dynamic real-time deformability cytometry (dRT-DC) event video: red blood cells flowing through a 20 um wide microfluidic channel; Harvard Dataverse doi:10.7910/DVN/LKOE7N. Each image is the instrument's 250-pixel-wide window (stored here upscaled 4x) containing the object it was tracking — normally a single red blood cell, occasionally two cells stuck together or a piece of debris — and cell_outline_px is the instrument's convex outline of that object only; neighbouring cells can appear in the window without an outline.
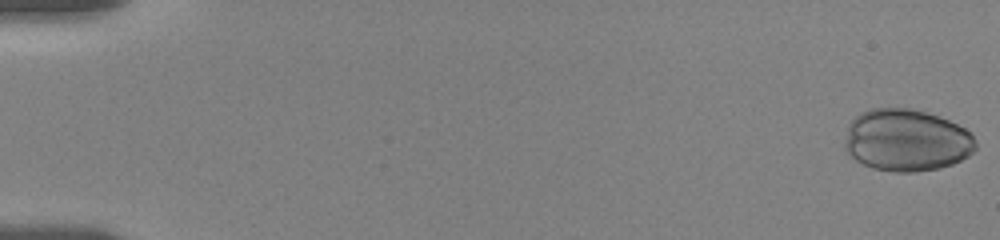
{"species": "human", "species_latin": "Homo sapiens", "temperature_condition": "room temperature", "stored_images_in_passage": 49, "camera_frame_rate_fps": 3000, "um_per_image_px": 0.085, "donor": {"sex": "female"}, "frame": {"image": 1, "passage_image": 1, "time_ms": 0.0, "image_size_px": [1000, 240], "cell_outline_px": [[976, 148], [968, 156], [952, 164], [940, 168], [916, 172], [892, 172], [872, 168], [856, 160], [844, 152], [844, 140], [848, 124], [860, 112], [872, 108], [912, 108], [940, 116], [972, 132], [976, 140]], "centroid_in_image_um": [77.03, 11.92], "position_along_channel_um": 8.0, "area_um2": 47.97}}
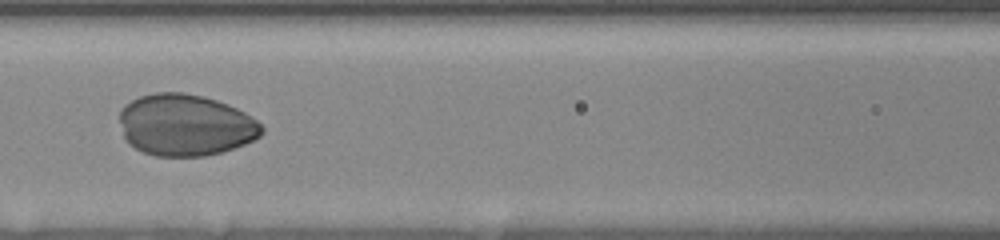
{"frame": {"image": 2, "passage_image": 20, "time_ms": 8.667, "image_size_px": [1000, 240], "cell_outline_px": [[264, 132], [260, 136], [244, 144], [220, 152], [204, 156], [156, 156], [144, 152], [128, 144], [124, 140], [120, 120], [120, 108], [124, 104], [140, 96], [156, 92], [184, 92], [216, 100], [228, 104], [244, 112], [256, 120], [264, 128]], "centroid_in_image_um": [15.73, 10.62], "position_along_channel_um": 150.9, "area_um2": 51.1}}
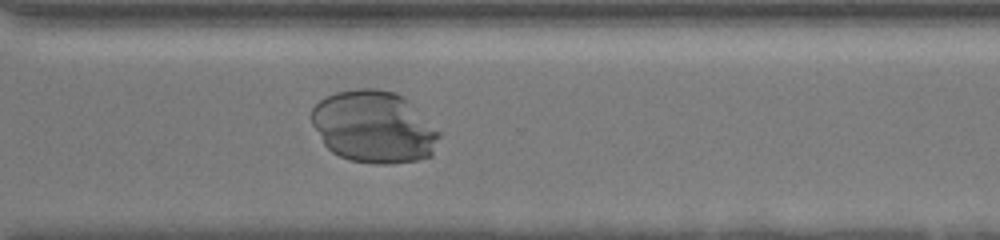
{"frame": {"image": 3, "passage_image": 35, "time_ms": 14.0, "image_size_px": [1000, 240], "cell_outline_px": [[440, 136], [432, 156], [416, 160], [388, 164], [376, 164], [348, 160], [332, 152], [324, 144], [312, 124], [312, 108], [320, 100], [336, 92], [356, 88], [376, 88], [396, 92], [404, 96], [440, 132]], "centroid_in_image_um": [31.79, 10.78], "position_along_channel_um": 338.8, "area_um2": 53.75}}